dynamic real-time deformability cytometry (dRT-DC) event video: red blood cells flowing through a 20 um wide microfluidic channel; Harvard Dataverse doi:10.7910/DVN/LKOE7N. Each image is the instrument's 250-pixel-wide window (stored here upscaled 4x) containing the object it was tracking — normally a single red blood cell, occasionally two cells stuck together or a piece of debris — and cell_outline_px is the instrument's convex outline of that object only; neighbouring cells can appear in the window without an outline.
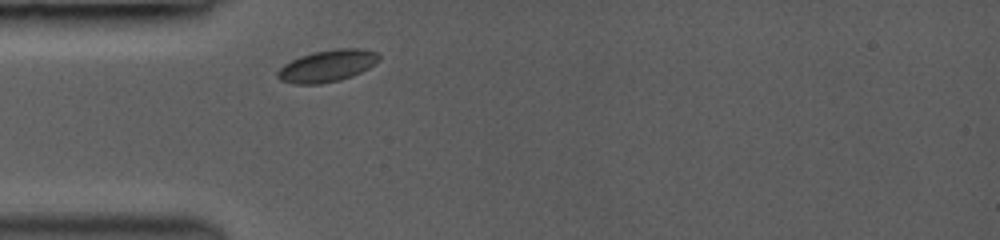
{"species": "common noctule bat (a hibernating species)", "species_latin": "Nyctalus noctula", "temperature_condition": "room temperature", "stored_images_in_passage": 1, "camera_frame_rate_fps": 3000, "um_per_image_px": 0.085, "animal": {"sex": "female", "body_mass_g": 19.0, "forearm_length_mm": 53.3}, "frame": {"image": 1, "passage_image": 1, "time_ms": 0.0, "image_size_px": [1000, 240], "cell_outline_px": [[380, 60], [368, 68], [352, 76], [340, 80], [320, 84], [296, 84], [280, 80], [276, 76], [276, 72], [284, 64], [300, 56], [312, 52], [336, 48], [360, 48], [376, 52], [380, 56]], "centroid_in_image_um": [27.81, 5.59], "position_along_channel_um": 57.2, "area_um2": 18.9}}